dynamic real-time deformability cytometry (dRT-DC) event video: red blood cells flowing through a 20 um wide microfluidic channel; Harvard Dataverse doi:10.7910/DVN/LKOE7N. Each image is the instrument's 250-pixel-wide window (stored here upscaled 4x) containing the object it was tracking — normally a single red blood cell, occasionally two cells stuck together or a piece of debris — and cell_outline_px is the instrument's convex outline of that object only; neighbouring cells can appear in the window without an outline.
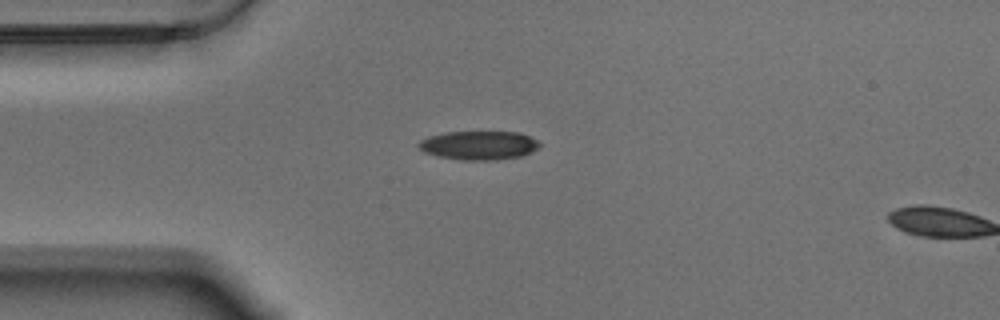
{"species": "Egyptian fruit bat (a non-hibernating species)", "species_latin": "Rousettus aegyptiacus", "temperature_condition": "warm", "stored_images_in_passage": 2, "camera_frame_rate_fps": 3000, "um_per_image_px": 0.085, "animal": {"sex": "male"}, "frame": {"image": 1, "passage_image": 1, "time_ms": 0.0, "image_size_px": [1000, 320], "cell_outline_px": [[540, 144], [532, 152], [520, 156], [496, 160], [460, 160], [440, 156], [424, 152], [416, 144], [420, 140], [428, 136], [444, 132], [520, 132], [536, 140]], "centroid_in_image_um": [40.67, 12.35], "position_along_channel_um": 44.3, "area_um2": 20.23}}